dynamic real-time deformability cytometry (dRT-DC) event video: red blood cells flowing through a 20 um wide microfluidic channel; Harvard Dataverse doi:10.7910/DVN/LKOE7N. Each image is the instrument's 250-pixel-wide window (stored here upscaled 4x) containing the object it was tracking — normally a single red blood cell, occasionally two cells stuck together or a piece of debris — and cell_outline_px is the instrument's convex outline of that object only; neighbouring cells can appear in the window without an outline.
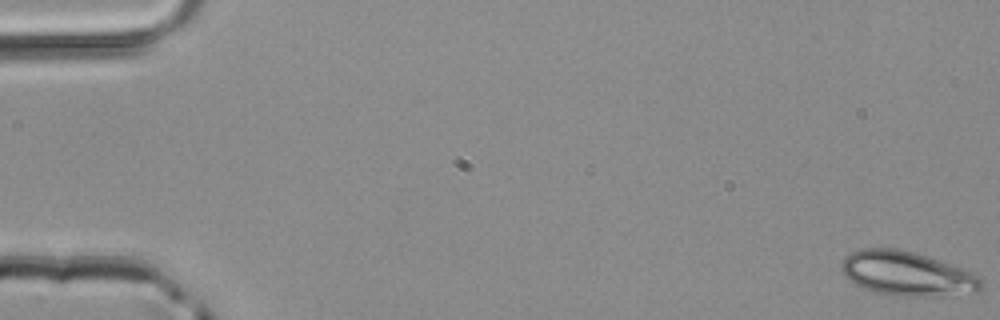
{"species": "common noctule bat (a hibernating species)", "species_latin": "Nyctalus noctula", "temperature_condition": "room temperature", "stored_images_in_passage": 48, "camera_frame_rate_fps": 3000, "um_per_image_px": 0.085, "animal": {"sex": "male", "body_mass_g": 20.4}, "frame": {"image": 1, "passage_image": 1, "time_ms": 0.0, "image_size_px": [1000, 320], "cell_outline_px": [[984, 284], [976, 292], [936, 296], [900, 296], [872, 292], [848, 280], [844, 276], [840, 268], [840, 264], [844, 256], [860, 248], [896, 248], [916, 252], [928, 256], [968, 272], [976, 276]], "centroid_in_image_um": [77.0, 23.25], "position_along_channel_um": 8.0, "area_um2": 35.95}}
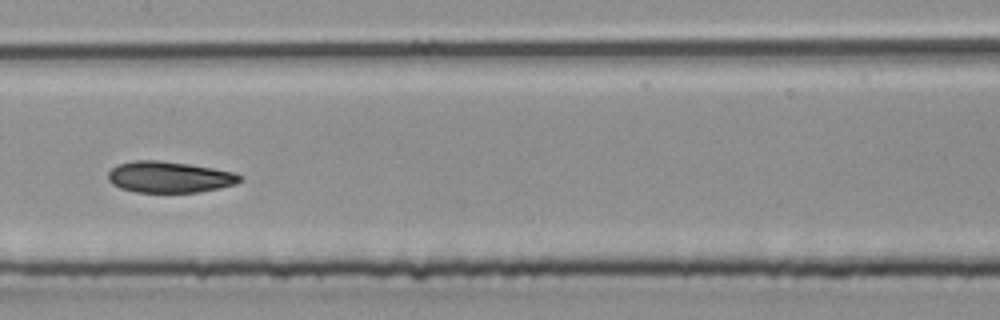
{"frame": {"image": 2, "passage_image": 25, "time_ms": 8.0, "image_size_px": [1000, 320], "cell_outline_px": [[244, 180], [236, 184], [220, 188], [196, 192], [136, 192], [120, 188], [112, 184], [108, 180], [108, 172], [116, 164], [132, 160], [160, 160], [188, 164], [212, 168], [232, 172], [244, 176]], "centroid_in_image_um": [14.39, 15.04], "position_along_channel_um": 193.0, "area_um2": 24.16}}
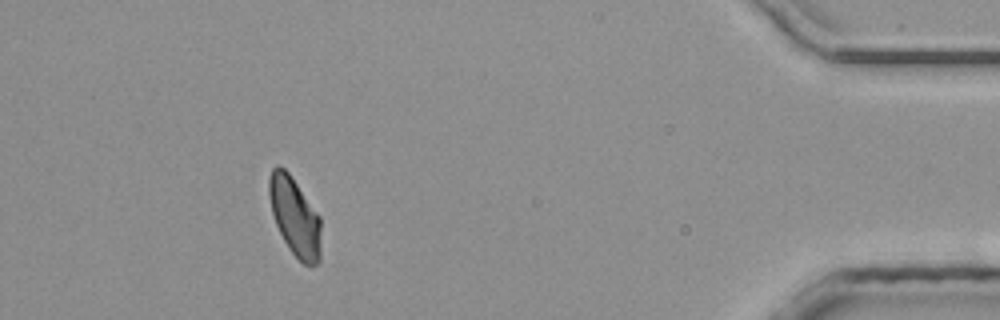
{"frame": {"image": 3, "passage_image": 44, "time_ms": 14.333, "image_size_px": [1000, 320], "cell_outline_px": [[320, 260], [316, 264], [308, 268], [288, 248], [276, 224], [272, 212], [268, 192], [268, 180], [272, 168], [276, 164], [284, 168], [288, 172], [320, 216]], "centroid_in_image_um": [25.05, 18.42], "position_along_channel_um": 410.1, "area_um2": 23.64}}